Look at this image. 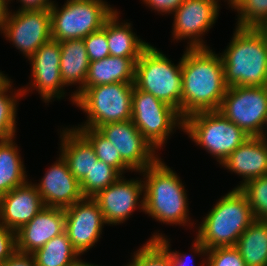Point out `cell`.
<instances>
[{
	"mask_svg": "<svg viewBox=\"0 0 267 266\" xmlns=\"http://www.w3.org/2000/svg\"><path fill=\"white\" fill-rule=\"evenodd\" d=\"M181 117L218 111L228 86L221 56L210 48H186L182 56Z\"/></svg>",
	"mask_w": 267,
	"mask_h": 266,
	"instance_id": "6da1fadb",
	"label": "cell"
},
{
	"mask_svg": "<svg viewBox=\"0 0 267 266\" xmlns=\"http://www.w3.org/2000/svg\"><path fill=\"white\" fill-rule=\"evenodd\" d=\"M245 195L234 188L221 197L198 227L194 253L206 256L214 247L236 246L239 236L255 221Z\"/></svg>",
	"mask_w": 267,
	"mask_h": 266,
	"instance_id": "7a4b0ae2",
	"label": "cell"
},
{
	"mask_svg": "<svg viewBox=\"0 0 267 266\" xmlns=\"http://www.w3.org/2000/svg\"><path fill=\"white\" fill-rule=\"evenodd\" d=\"M220 55L225 83L231 86H267V44L258 28L237 27Z\"/></svg>",
	"mask_w": 267,
	"mask_h": 266,
	"instance_id": "3957f363",
	"label": "cell"
},
{
	"mask_svg": "<svg viewBox=\"0 0 267 266\" xmlns=\"http://www.w3.org/2000/svg\"><path fill=\"white\" fill-rule=\"evenodd\" d=\"M144 212L165 224L187 225L189 219L188 198L180 177L161 157L145 170Z\"/></svg>",
	"mask_w": 267,
	"mask_h": 266,
	"instance_id": "277c9868",
	"label": "cell"
},
{
	"mask_svg": "<svg viewBox=\"0 0 267 266\" xmlns=\"http://www.w3.org/2000/svg\"><path fill=\"white\" fill-rule=\"evenodd\" d=\"M182 58L174 65L151 44L135 63L134 85L175 108L181 116Z\"/></svg>",
	"mask_w": 267,
	"mask_h": 266,
	"instance_id": "5b68a950",
	"label": "cell"
},
{
	"mask_svg": "<svg viewBox=\"0 0 267 266\" xmlns=\"http://www.w3.org/2000/svg\"><path fill=\"white\" fill-rule=\"evenodd\" d=\"M183 131L221 165L249 136L218 111H202L184 119Z\"/></svg>",
	"mask_w": 267,
	"mask_h": 266,
	"instance_id": "8992f818",
	"label": "cell"
},
{
	"mask_svg": "<svg viewBox=\"0 0 267 266\" xmlns=\"http://www.w3.org/2000/svg\"><path fill=\"white\" fill-rule=\"evenodd\" d=\"M134 83H113L88 87L75 100V105L88 116L75 128H94L108 123L131 120Z\"/></svg>",
	"mask_w": 267,
	"mask_h": 266,
	"instance_id": "52a82bcc",
	"label": "cell"
},
{
	"mask_svg": "<svg viewBox=\"0 0 267 266\" xmlns=\"http://www.w3.org/2000/svg\"><path fill=\"white\" fill-rule=\"evenodd\" d=\"M115 11L103 0H67L62 8H50L51 38L55 41L83 39L100 30Z\"/></svg>",
	"mask_w": 267,
	"mask_h": 266,
	"instance_id": "ba28073f",
	"label": "cell"
},
{
	"mask_svg": "<svg viewBox=\"0 0 267 266\" xmlns=\"http://www.w3.org/2000/svg\"><path fill=\"white\" fill-rule=\"evenodd\" d=\"M218 112L249 137H260L267 141V132L263 130L266 129L267 86L228 87Z\"/></svg>",
	"mask_w": 267,
	"mask_h": 266,
	"instance_id": "9c48e42d",
	"label": "cell"
},
{
	"mask_svg": "<svg viewBox=\"0 0 267 266\" xmlns=\"http://www.w3.org/2000/svg\"><path fill=\"white\" fill-rule=\"evenodd\" d=\"M131 120L157 150L162 148L175 128L183 130L184 127V119L175 108L139 90L135 85Z\"/></svg>",
	"mask_w": 267,
	"mask_h": 266,
	"instance_id": "30bf717a",
	"label": "cell"
},
{
	"mask_svg": "<svg viewBox=\"0 0 267 266\" xmlns=\"http://www.w3.org/2000/svg\"><path fill=\"white\" fill-rule=\"evenodd\" d=\"M0 31L29 59L52 39L50 9L17 10L13 13L9 10Z\"/></svg>",
	"mask_w": 267,
	"mask_h": 266,
	"instance_id": "8fae6325",
	"label": "cell"
},
{
	"mask_svg": "<svg viewBox=\"0 0 267 266\" xmlns=\"http://www.w3.org/2000/svg\"><path fill=\"white\" fill-rule=\"evenodd\" d=\"M97 130L109 140L123 162L132 170L142 172L159 157L156 149L141 134L132 120L103 124Z\"/></svg>",
	"mask_w": 267,
	"mask_h": 266,
	"instance_id": "7c38bea8",
	"label": "cell"
},
{
	"mask_svg": "<svg viewBox=\"0 0 267 266\" xmlns=\"http://www.w3.org/2000/svg\"><path fill=\"white\" fill-rule=\"evenodd\" d=\"M219 7L215 0H185L173 13V40L188 38L186 48H209L201 37L218 19Z\"/></svg>",
	"mask_w": 267,
	"mask_h": 266,
	"instance_id": "4fadbf2b",
	"label": "cell"
},
{
	"mask_svg": "<svg viewBox=\"0 0 267 266\" xmlns=\"http://www.w3.org/2000/svg\"><path fill=\"white\" fill-rule=\"evenodd\" d=\"M65 232L79 255L98 242L106 221L100 207L92 197H84L64 208Z\"/></svg>",
	"mask_w": 267,
	"mask_h": 266,
	"instance_id": "5bb4252c",
	"label": "cell"
},
{
	"mask_svg": "<svg viewBox=\"0 0 267 266\" xmlns=\"http://www.w3.org/2000/svg\"><path fill=\"white\" fill-rule=\"evenodd\" d=\"M124 177H119L113 184L92 197L108 225H119L126 221L137 209L136 206L144 211V199L141 198V195H144L143 180H126Z\"/></svg>",
	"mask_w": 267,
	"mask_h": 266,
	"instance_id": "9a60e30c",
	"label": "cell"
},
{
	"mask_svg": "<svg viewBox=\"0 0 267 266\" xmlns=\"http://www.w3.org/2000/svg\"><path fill=\"white\" fill-rule=\"evenodd\" d=\"M60 42L50 40L43 44L28 60L31 64V85L45 103L64 97L65 84L60 73Z\"/></svg>",
	"mask_w": 267,
	"mask_h": 266,
	"instance_id": "2e32d148",
	"label": "cell"
},
{
	"mask_svg": "<svg viewBox=\"0 0 267 266\" xmlns=\"http://www.w3.org/2000/svg\"><path fill=\"white\" fill-rule=\"evenodd\" d=\"M34 185L46 207L67 208L84 198L80 182L70 172L61 155L49 167L40 183Z\"/></svg>",
	"mask_w": 267,
	"mask_h": 266,
	"instance_id": "e0dca14e",
	"label": "cell"
},
{
	"mask_svg": "<svg viewBox=\"0 0 267 266\" xmlns=\"http://www.w3.org/2000/svg\"><path fill=\"white\" fill-rule=\"evenodd\" d=\"M45 207L32 182L0 196V224L16 232Z\"/></svg>",
	"mask_w": 267,
	"mask_h": 266,
	"instance_id": "ac0fdd59",
	"label": "cell"
},
{
	"mask_svg": "<svg viewBox=\"0 0 267 266\" xmlns=\"http://www.w3.org/2000/svg\"><path fill=\"white\" fill-rule=\"evenodd\" d=\"M64 231V208L45 206L30 222L16 231V250L32 254Z\"/></svg>",
	"mask_w": 267,
	"mask_h": 266,
	"instance_id": "d6986e66",
	"label": "cell"
},
{
	"mask_svg": "<svg viewBox=\"0 0 267 266\" xmlns=\"http://www.w3.org/2000/svg\"><path fill=\"white\" fill-rule=\"evenodd\" d=\"M224 168L242 176L239 188L247 181L267 175V141L260 137H249L221 164Z\"/></svg>",
	"mask_w": 267,
	"mask_h": 266,
	"instance_id": "ffe728a7",
	"label": "cell"
},
{
	"mask_svg": "<svg viewBox=\"0 0 267 266\" xmlns=\"http://www.w3.org/2000/svg\"><path fill=\"white\" fill-rule=\"evenodd\" d=\"M139 58L108 56L89 63L84 86L75 93L77 98L85 89L92 86L113 83H134L135 63Z\"/></svg>",
	"mask_w": 267,
	"mask_h": 266,
	"instance_id": "44dd1931",
	"label": "cell"
},
{
	"mask_svg": "<svg viewBox=\"0 0 267 266\" xmlns=\"http://www.w3.org/2000/svg\"><path fill=\"white\" fill-rule=\"evenodd\" d=\"M62 158L66 161L70 172L80 182L89 174L93 163L98 158L90 142L74 128H65L60 131Z\"/></svg>",
	"mask_w": 267,
	"mask_h": 266,
	"instance_id": "7402d4cb",
	"label": "cell"
},
{
	"mask_svg": "<svg viewBox=\"0 0 267 266\" xmlns=\"http://www.w3.org/2000/svg\"><path fill=\"white\" fill-rule=\"evenodd\" d=\"M60 73L67 86L79 84L78 90L72 92L71 101L75 103V93L83 86L89 69V59L83 39H69L60 42Z\"/></svg>",
	"mask_w": 267,
	"mask_h": 266,
	"instance_id": "603a6c76",
	"label": "cell"
},
{
	"mask_svg": "<svg viewBox=\"0 0 267 266\" xmlns=\"http://www.w3.org/2000/svg\"><path fill=\"white\" fill-rule=\"evenodd\" d=\"M119 12L115 11L106 19V37L110 56L140 58L150 45L132 32V25L119 22Z\"/></svg>",
	"mask_w": 267,
	"mask_h": 266,
	"instance_id": "cb8c5ba5",
	"label": "cell"
},
{
	"mask_svg": "<svg viewBox=\"0 0 267 266\" xmlns=\"http://www.w3.org/2000/svg\"><path fill=\"white\" fill-rule=\"evenodd\" d=\"M14 138L0 139V196L28 179Z\"/></svg>",
	"mask_w": 267,
	"mask_h": 266,
	"instance_id": "d4e9b609",
	"label": "cell"
},
{
	"mask_svg": "<svg viewBox=\"0 0 267 266\" xmlns=\"http://www.w3.org/2000/svg\"><path fill=\"white\" fill-rule=\"evenodd\" d=\"M235 247L246 266H267V227L256 219L239 236Z\"/></svg>",
	"mask_w": 267,
	"mask_h": 266,
	"instance_id": "484cf974",
	"label": "cell"
},
{
	"mask_svg": "<svg viewBox=\"0 0 267 266\" xmlns=\"http://www.w3.org/2000/svg\"><path fill=\"white\" fill-rule=\"evenodd\" d=\"M36 266H72L80 257L64 231L32 253Z\"/></svg>",
	"mask_w": 267,
	"mask_h": 266,
	"instance_id": "4316f807",
	"label": "cell"
},
{
	"mask_svg": "<svg viewBox=\"0 0 267 266\" xmlns=\"http://www.w3.org/2000/svg\"><path fill=\"white\" fill-rule=\"evenodd\" d=\"M12 79L7 78L0 85V139L14 138L16 132V114H17V100L21 96L27 95L30 90L26 87L10 94H7L12 89ZM9 90V91H8ZM23 90V91H22ZM10 95V96H9Z\"/></svg>",
	"mask_w": 267,
	"mask_h": 266,
	"instance_id": "83f0119b",
	"label": "cell"
},
{
	"mask_svg": "<svg viewBox=\"0 0 267 266\" xmlns=\"http://www.w3.org/2000/svg\"><path fill=\"white\" fill-rule=\"evenodd\" d=\"M78 130L93 146L98 160L114 167L121 175L131 169L123 162L119 152L113 147L97 129L94 128H75Z\"/></svg>",
	"mask_w": 267,
	"mask_h": 266,
	"instance_id": "f1b7e54d",
	"label": "cell"
},
{
	"mask_svg": "<svg viewBox=\"0 0 267 266\" xmlns=\"http://www.w3.org/2000/svg\"><path fill=\"white\" fill-rule=\"evenodd\" d=\"M121 176L114 167L101 160H97L96 163H93L89 174L80 181L82 194L84 197H94Z\"/></svg>",
	"mask_w": 267,
	"mask_h": 266,
	"instance_id": "f546056e",
	"label": "cell"
},
{
	"mask_svg": "<svg viewBox=\"0 0 267 266\" xmlns=\"http://www.w3.org/2000/svg\"><path fill=\"white\" fill-rule=\"evenodd\" d=\"M233 9L239 14L237 27L259 28L267 24V0H239Z\"/></svg>",
	"mask_w": 267,
	"mask_h": 266,
	"instance_id": "4dcf8cb0",
	"label": "cell"
},
{
	"mask_svg": "<svg viewBox=\"0 0 267 266\" xmlns=\"http://www.w3.org/2000/svg\"><path fill=\"white\" fill-rule=\"evenodd\" d=\"M126 266H169V252L158 240L147 241L134 252L132 262Z\"/></svg>",
	"mask_w": 267,
	"mask_h": 266,
	"instance_id": "1f68e13d",
	"label": "cell"
},
{
	"mask_svg": "<svg viewBox=\"0 0 267 266\" xmlns=\"http://www.w3.org/2000/svg\"><path fill=\"white\" fill-rule=\"evenodd\" d=\"M239 190L245 195L255 219L267 211V175L247 181Z\"/></svg>",
	"mask_w": 267,
	"mask_h": 266,
	"instance_id": "d6a6232c",
	"label": "cell"
},
{
	"mask_svg": "<svg viewBox=\"0 0 267 266\" xmlns=\"http://www.w3.org/2000/svg\"><path fill=\"white\" fill-rule=\"evenodd\" d=\"M206 256L205 266H246L235 246L208 249Z\"/></svg>",
	"mask_w": 267,
	"mask_h": 266,
	"instance_id": "836d02e7",
	"label": "cell"
},
{
	"mask_svg": "<svg viewBox=\"0 0 267 266\" xmlns=\"http://www.w3.org/2000/svg\"><path fill=\"white\" fill-rule=\"evenodd\" d=\"M90 62L110 56L106 37V20L103 27L83 38Z\"/></svg>",
	"mask_w": 267,
	"mask_h": 266,
	"instance_id": "e575fe53",
	"label": "cell"
},
{
	"mask_svg": "<svg viewBox=\"0 0 267 266\" xmlns=\"http://www.w3.org/2000/svg\"><path fill=\"white\" fill-rule=\"evenodd\" d=\"M16 251V232L0 224V266Z\"/></svg>",
	"mask_w": 267,
	"mask_h": 266,
	"instance_id": "d590c367",
	"label": "cell"
},
{
	"mask_svg": "<svg viewBox=\"0 0 267 266\" xmlns=\"http://www.w3.org/2000/svg\"><path fill=\"white\" fill-rule=\"evenodd\" d=\"M150 240H158L165 248H168L169 252V266H190V263L188 262V255L181 254L177 251H171L169 247L171 246L167 237L163 236L162 233H156L153 234ZM193 260V257L191 258ZM193 265V264H192ZM200 266H205V259L200 264Z\"/></svg>",
	"mask_w": 267,
	"mask_h": 266,
	"instance_id": "8d00e7d4",
	"label": "cell"
},
{
	"mask_svg": "<svg viewBox=\"0 0 267 266\" xmlns=\"http://www.w3.org/2000/svg\"><path fill=\"white\" fill-rule=\"evenodd\" d=\"M146 6L156 10L158 13L172 14L185 0H142Z\"/></svg>",
	"mask_w": 267,
	"mask_h": 266,
	"instance_id": "74e56055",
	"label": "cell"
},
{
	"mask_svg": "<svg viewBox=\"0 0 267 266\" xmlns=\"http://www.w3.org/2000/svg\"><path fill=\"white\" fill-rule=\"evenodd\" d=\"M1 266H36L32 254L16 251Z\"/></svg>",
	"mask_w": 267,
	"mask_h": 266,
	"instance_id": "f35d334b",
	"label": "cell"
},
{
	"mask_svg": "<svg viewBox=\"0 0 267 266\" xmlns=\"http://www.w3.org/2000/svg\"><path fill=\"white\" fill-rule=\"evenodd\" d=\"M19 2L22 5L18 9V11L33 10V9H50L54 3V1L52 0H19Z\"/></svg>",
	"mask_w": 267,
	"mask_h": 266,
	"instance_id": "ab89813d",
	"label": "cell"
},
{
	"mask_svg": "<svg viewBox=\"0 0 267 266\" xmlns=\"http://www.w3.org/2000/svg\"><path fill=\"white\" fill-rule=\"evenodd\" d=\"M9 0H0V26L6 16L8 15L9 8H8Z\"/></svg>",
	"mask_w": 267,
	"mask_h": 266,
	"instance_id": "60d3db41",
	"label": "cell"
},
{
	"mask_svg": "<svg viewBox=\"0 0 267 266\" xmlns=\"http://www.w3.org/2000/svg\"><path fill=\"white\" fill-rule=\"evenodd\" d=\"M72 266H99V265H94L91 263L84 262L81 259H78Z\"/></svg>",
	"mask_w": 267,
	"mask_h": 266,
	"instance_id": "b9f144b4",
	"label": "cell"
},
{
	"mask_svg": "<svg viewBox=\"0 0 267 266\" xmlns=\"http://www.w3.org/2000/svg\"><path fill=\"white\" fill-rule=\"evenodd\" d=\"M258 220L267 227V211L264 212L259 218Z\"/></svg>",
	"mask_w": 267,
	"mask_h": 266,
	"instance_id": "7bdbcfd3",
	"label": "cell"
},
{
	"mask_svg": "<svg viewBox=\"0 0 267 266\" xmlns=\"http://www.w3.org/2000/svg\"><path fill=\"white\" fill-rule=\"evenodd\" d=\"M258 29L263 33L266 44H267V24L259 27Z\"/></svg>",
	"mask_w": 267,
	"mask_h": 266,
	"instance_id": "ee69618b",
	"label": "cell"
},
{
	"mask_svg": "<svg viewBox=\"0 0 267 266\" xmlns=\"http://www.w3.org/2000/svg\"><path fill=\"white\" fill-rule=\"evenodd\" d=\"M217 3L219 0H215ZM229 3V7L231 6L232 8L238 3L239 0H227Z\"/></svg>",
	"mask_w": 267,
	"mask_h": 266,
	"instance_id": "f6af8a7d",
	"label": "cell"
},
{
	"mask_svg": "<svg viewBox=\"0 0 267 266\" xmlns=\"http://www.w3.org/2000/svg\"><path fill=\"white\" fill-rule=\"evenodd\" d=\"M7 75H4L3 72L0 71V85L7 79Z\"/></svg>",
	"mask_w": 267,
	"mask_h": 266,
	"instance_id": "bcb514c9",
	"label": "cell"
},
{
	"mask_svg": "<svg viewBox=\"0 0 267 266\" xmlns=\"http://www.w3.org/2000/svg\"><path fill=\"white\" fill-rule=\"evenodd\" d=\"M267 125V115H266V119H265V123H264V126Z\"/></svg>",
	"mask_w": 267,
	"mask_h": 266,
	"instance_id": "7dc6e473",
	"label": "cell"
}]
</instances>
